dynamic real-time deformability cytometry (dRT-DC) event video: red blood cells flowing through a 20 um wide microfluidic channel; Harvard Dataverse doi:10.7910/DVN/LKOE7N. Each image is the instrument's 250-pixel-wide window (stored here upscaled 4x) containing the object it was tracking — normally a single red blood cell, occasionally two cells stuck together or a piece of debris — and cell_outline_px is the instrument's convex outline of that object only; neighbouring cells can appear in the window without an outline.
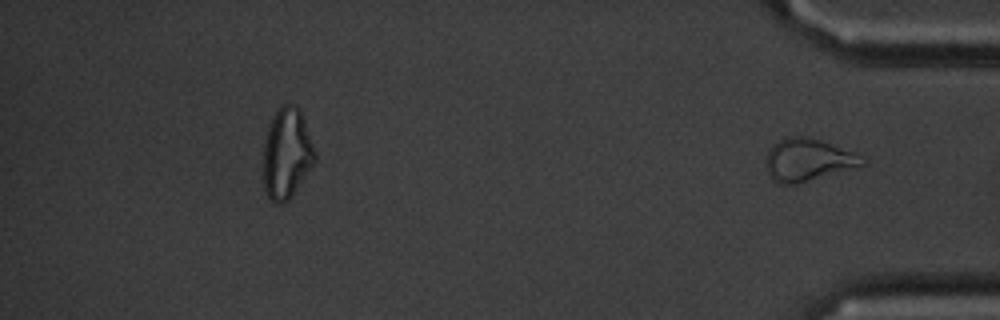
{"species": "common noctule bat (a hibernating species)", "species_latin": "Nyctalus noctula", "temperature_condition": "cold", "stored_images_in_passage": 51, "segment_of_instrument_passage": [2, 2], "camera_frame_rate_fps": 3000, "um_per_image_px": 0.085, "animal": {"sex": "male", "body_mass_g": 20.1, "forearm_length_mm": 53.5}, "frame": {"image": 1, "passage_image": 51, "time_ms": 16.667, "image_size_px": [1000, 320], "cell_outline_px": [[868, 164], [796, 184], [780, 184], [772, 180], [764, 164], [768, 152], [772, 144], [784, 136], [808, 136], [824, 140], [864, 156], [868, 160]], "centroid_in_image_um": [68.7, 13.56], "position_along_channel_um": 366.5, "area_um2": 24.39}}